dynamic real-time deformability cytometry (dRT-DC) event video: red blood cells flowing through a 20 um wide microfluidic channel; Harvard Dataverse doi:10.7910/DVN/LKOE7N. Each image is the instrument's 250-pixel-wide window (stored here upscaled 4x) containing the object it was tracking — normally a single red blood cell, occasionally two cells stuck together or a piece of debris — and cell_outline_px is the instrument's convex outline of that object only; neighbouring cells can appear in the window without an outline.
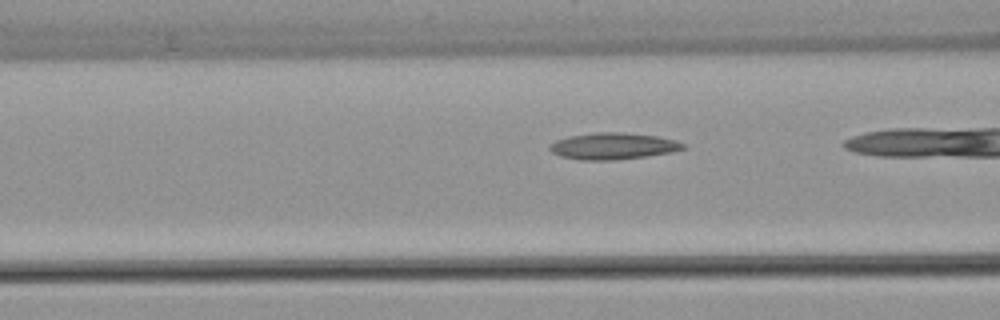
{"species": "common noctule bat (a hibernating species)", "species_latin": "Nyctalus noctula", "temperature_condition": "warm", "stored_images_in_passage": 25, "camera_frame_rate_fps": 3000, "um_per_image_px": 0.085, "animal": {"sex": "female", "body_mass_g": 22.7, "forearm_length_mm": 54.2}, "frame": {"image": 1, "passage_image": 18, "time_ms": 5.667, "image_size_px": [1000, 320], "cell_outline_px": [[688, 144], [684, 148], [672, 152], [648, 156], [616, 160], [580, 160], [560, 156], [552, 152], [548, 148], [548, 144], [556, 140], [568, 136], [596, 132], [624, 132], [656, 136], [676, 140]], "centroid_in_image_um": [52.11, 12.42], "position_along_channel_um": 114.5, "area_um2": 20.92}}